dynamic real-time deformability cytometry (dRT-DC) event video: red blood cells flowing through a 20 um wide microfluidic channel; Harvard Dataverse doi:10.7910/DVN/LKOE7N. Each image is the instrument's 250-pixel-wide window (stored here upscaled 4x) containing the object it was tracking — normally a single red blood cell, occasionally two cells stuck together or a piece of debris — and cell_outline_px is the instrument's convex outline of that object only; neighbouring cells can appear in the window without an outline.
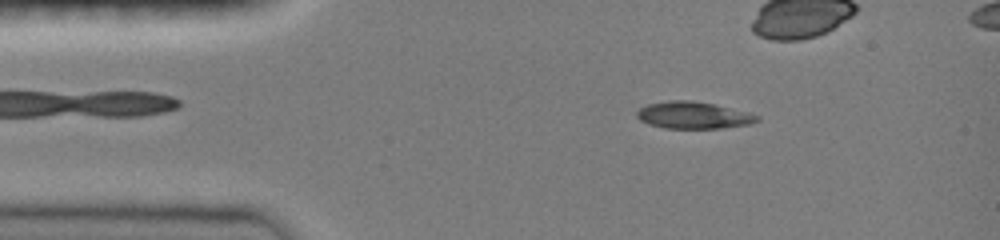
{"species": "common noctule bat (a hibernating species)", "species_latin": "Nyctalus noctula", "temperature_condition": "room temperature", "stored_images_in_passage": 39, "camera_frame_rate_fps": 3000, "um_per_image_px": 0.085, "animal": {"sex": "female", "body_mass_g": 19.0, "forearm_length_mm": 51.5}, "frame": {"image": 1, "passage_image": 6, "time_ms": 1.667, "image_size_px": [1000, 240], "cell_outline_px": [[760, 120], [748, 124], [720, 128], [664, 128], [648, 124], [640, 120], [636, 116], [636, 112], [640, 108], [648, 104], [668, 100], [692, 100], [712, 104], [748, 112], [760, 116]], "centroid_in_image_um": [58.91, 9.79], "position_along_channel_um": 26.1, "area_um2": 18.79}}
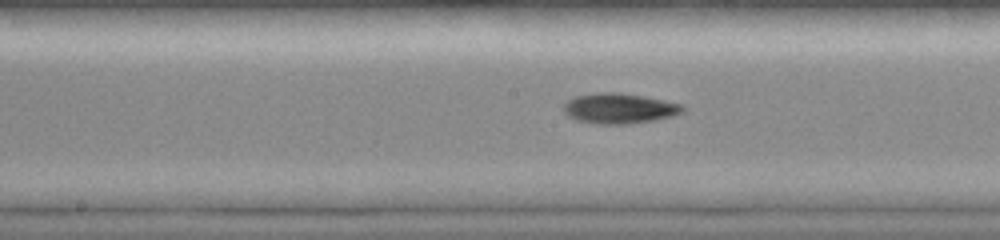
{"frame": {"image": 2, "passage_image": 22, "time_ms": 7.0, "image_size_px": [1000, 240], "cell_outline_px": [[684, 112], [672, 116], [656, 120], [628, 124], [596, 124], [576, 120], [568, 116], [560, 108], [568, 100], [576, 96], [600, 92], [620, 92], [644, 96], [684, 104]], "centroid_in_image_um": [52.64, 9.21], "position_along_channel_um": 195.6, "area_um2": 21.33}}
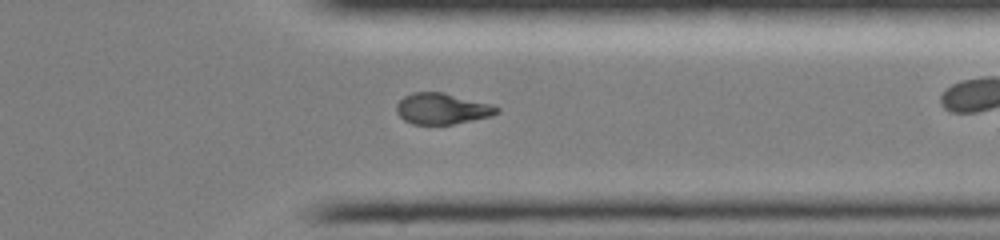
{"frame": {"image": 3, "passage_image": 35, "time_ms": 11.333, "image_size_px": [1000, 240], "cell_outline_px": [[500, 112], [492, 116], [452, 124], [412, 124], [404, 120], [396, 112], [396, 104], [404, 96], [412, 92], [444, 92], [492, 104], [500, 108]], "centroid_in_image_um": [37.59, 9.23], "position_along_channel_um": 373.8, "area_um2": 18.26}}